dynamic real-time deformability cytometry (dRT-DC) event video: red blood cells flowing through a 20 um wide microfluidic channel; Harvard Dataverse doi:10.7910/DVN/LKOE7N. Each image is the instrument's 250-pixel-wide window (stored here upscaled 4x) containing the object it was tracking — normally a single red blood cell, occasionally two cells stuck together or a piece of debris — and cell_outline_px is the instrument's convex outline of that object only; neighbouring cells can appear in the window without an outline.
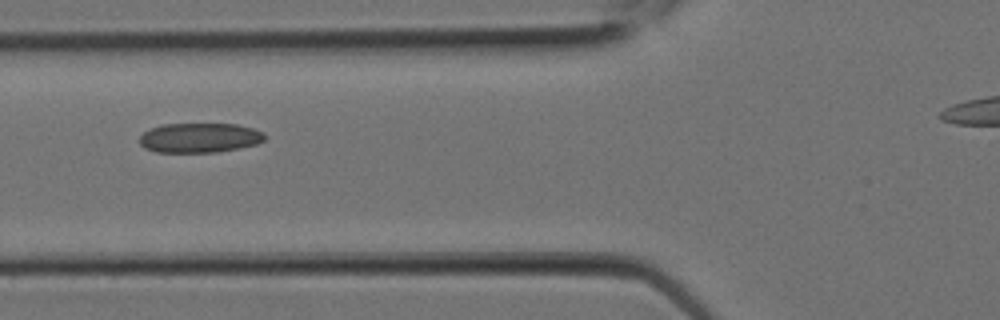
{"species": "Egyptian fruit bat (a non-hibernating species)", "species_latin": "Rousettus aegyptiacus", "temperature_condition": "room temperature", "stored_images_in_passage": 4, "camera_frame_rate_fps": 3000, "um_per_image_px": 0.085, "animal": {"sex": "female"}, "frame": {"image": 1, "passage_image": 3, "time_ms": 0.667, "image_size_px": [1000, 320], "cell_outline_px": [[264, 140], [256, 144], [240, 148], [216, 152], [156, 152], [144, 148], [140, 144], [140, 136], [144, 132], [152, 128], [164, 124], [236, 124], [252, 128], [264, 132]], "centroid_in_image_um": [16.96, 11.71], "position_along_channel_um": 108.8, "area_um2": 21.56}}
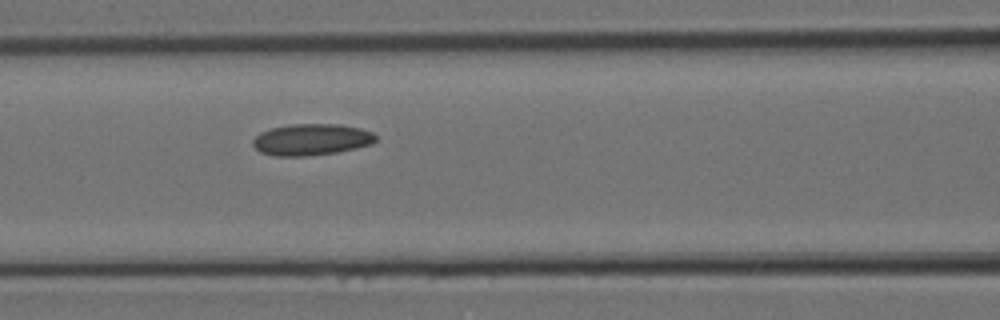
{"frame": {"image": 2, "passage_image": 4, "time_ms": 1.0, "image_size_px": [1000, 320], "cell_outline_px": [[376, 140], [372, 144], [356, 148], [336, 152], [308, 156], [276, 156], [260, 152], [252, 144], [252, 140], [260, 132], [272, 128], [292, 124], [340, 124], [360, 128], [372, 132], [376, 136]], "centroid_in_image_um": [26.47, 11.86], "position_along_channel_um": 140.1, "area_um2": 22.54}}